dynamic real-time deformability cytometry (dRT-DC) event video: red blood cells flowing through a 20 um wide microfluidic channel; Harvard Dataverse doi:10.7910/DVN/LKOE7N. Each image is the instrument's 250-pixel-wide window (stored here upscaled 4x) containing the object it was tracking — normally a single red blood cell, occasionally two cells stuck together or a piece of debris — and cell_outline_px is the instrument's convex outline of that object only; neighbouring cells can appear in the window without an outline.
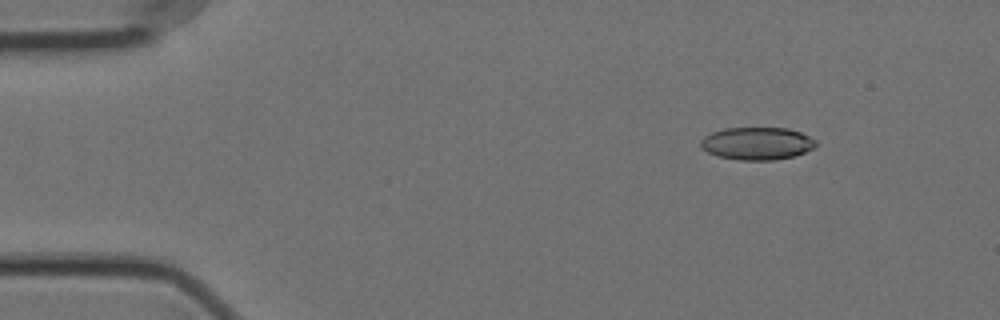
{"species": "Egyptian fruit bat (a non-hibernating species)", "species_latin": "Rousettus aegyptiacus", "temperature_condition": "cold", "stored_images_in_passage": 54, "camera_frame_rate_fps": 3000, "um_per_image_px": 0.085, "animal": {"sex": "female"}, "frame": {"image": 1, "passage_image": 4, "time_ms": 1.0, "image_size_px": [1000, 320], "cell_outline_px": [[816, 144], [812, 148], [796, 156], [776, 160], [740, 160], [716, 156], [700, 148], [700, 140], [704, 136], [712, 132], [724, 128], [788, 128], [800, 132], [816, 140]], "centroid_in_image_um": [64.32, 12.2], "position_along_channel_um": 20.7, "area_um2": 22.02}}
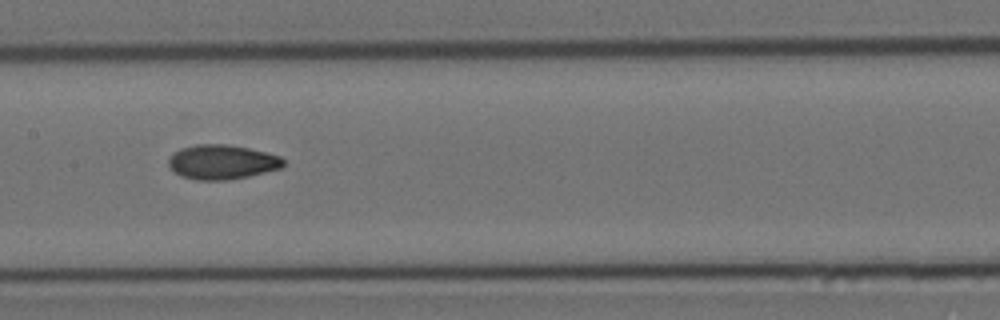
{"frame": {"image": 2, "passage_image": 25, "time_ms": 8.0, "image_size_px": [1000, 320], "cell_outline_px": [[284, 164], [280, 168], [248, 176], [228, 180], [196, 180], [180, 176], [168, 164], [168, 160], [172, 152], [180, 148], [196, 144], [228, 144], [248, 148], [280, 156], [284, 160]], "centroid_in_image_um": [18.83, 13.76], "position_along_channel_um": 188.6, "area_um2": 23.06}}
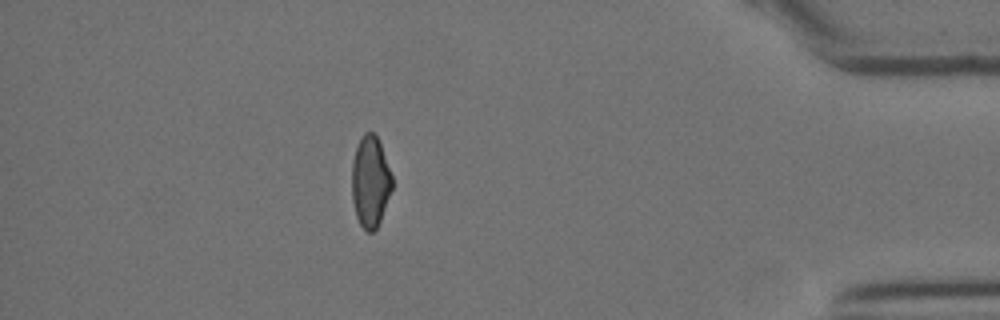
{"frame": {"image": 3, "passage_image": 47, "time_ms": 15.333, "image_size_px": [1000, 320], "cell_outline_px": [[392, 188], [380, 220], [376, 228], [372, 232], [368, 232], [360, 224], [356, 216], [352, 200], [352, 160], [356, 148], [364, 132], [372, 132], [376, 136], [380, 144], [392, 176]], "centroid_in_image_um": [31.46, 15.44], "position_along_channel_um": 403.7, "area_um2": 21.1}, "authors_computed_cell_mechanics": {"area_um2": 22.3686, "velocity_mm_per_s": 3.5574, "shape_relaxation_time_tau1_ms": null, "shape_relaxation_time_tau2_ms": 2.5455, "deformation_change_tau1": null, "deformation_change_tau2": 0.078}}